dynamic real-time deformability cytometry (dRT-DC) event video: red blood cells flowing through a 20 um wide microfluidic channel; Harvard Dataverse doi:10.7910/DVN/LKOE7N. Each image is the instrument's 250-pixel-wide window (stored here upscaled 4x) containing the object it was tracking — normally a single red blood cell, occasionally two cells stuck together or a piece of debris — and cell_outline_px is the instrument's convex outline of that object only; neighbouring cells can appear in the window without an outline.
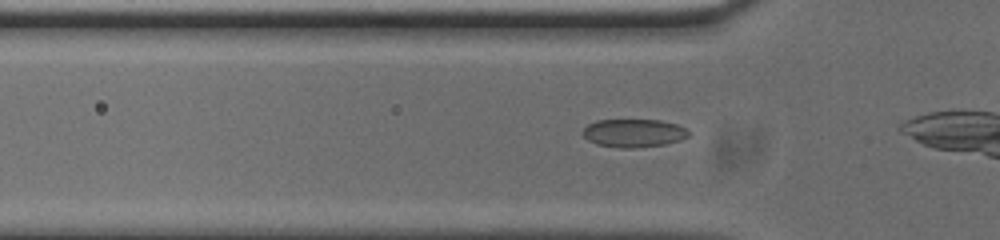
{"species": "common noctule bat (a hibernating species)", "species_latin": "Nyctalus noctula", "temperature_condition": "cold", "stored_images_in_passage": 12, "camera_frame_rate_fps": 3000, "um_per_image_px": 0.085, "animal": {"sex": "male", "body_mass_g": 20.0, "forearm_length_mm": 53.3}, "frame": {"image": 1, "passage_image": 9, "time_ms": 2.667, "image_size_px": [1000, 240], "cell_outline_px": [[688, 136], [680, 140], [664, 144], [632, 148], [620, 148], [596, 144], [588, 140], [580, 132], [588, 124], [596, 120], [660, 120], [676, 124], [684, 128], [688, 132]], "centroid_in_image_um": [53.81, 11.31], "position_along_channel_um": 72.0, "area_um2": 17.28}}